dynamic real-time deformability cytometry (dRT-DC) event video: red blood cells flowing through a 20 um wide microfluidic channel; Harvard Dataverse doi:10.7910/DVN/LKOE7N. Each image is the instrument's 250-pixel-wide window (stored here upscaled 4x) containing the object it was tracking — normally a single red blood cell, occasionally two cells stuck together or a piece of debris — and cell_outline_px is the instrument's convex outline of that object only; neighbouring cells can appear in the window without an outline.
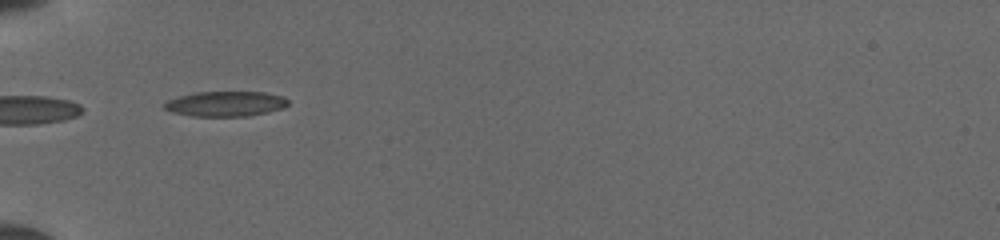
{"species": "common noctule bat (a hibernating species)", "species_latin": "Nyctalus noctula", "temperature_condition": "cold", "stored_images_in_passage": 33, "camera_frame_rate_fps": 3000, "um_per_image_px": 0.085, "animal": {"sex": "female", "body_mass_g": 19.5, "forearm_length_mm": 54.1}, "frame": {"image": 1, "passage_image": 1, "time_ms": 0.0, "image_size_px": [1000, 240], "cell_outline_px": [[288, 104], [284, 108], [268, 112], [248, 116], [192, 116], [172, 112], [164, 108], [164, 104], [168, 100], [180, 96], [196, 92], [264, 92], [284, 96], [288, 100]], "centroid_in_image_um": [19.21, 8.82], "position_along_channel_um": 65.8, "area_um2": 18.09}}
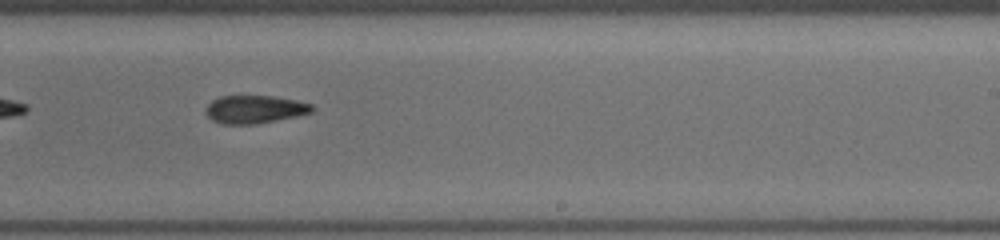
{"frame": {"image": 2, "passage_image": 16, "time_ms": 5.0, "image_size_px": [1000, 240], "cell_outline_px": [[316, 108], [312, 112], [296, 116], [256, 124], [220, 124], [212, 120], [204, 112], [204, 108], [212, 100], [220, 96], [272, 96], [296, 100], [312, 104]], "centroid_in_image_um": [21.63, 9.29], "position_along_channel_um": 267.4, "area_um2": 17.46}}
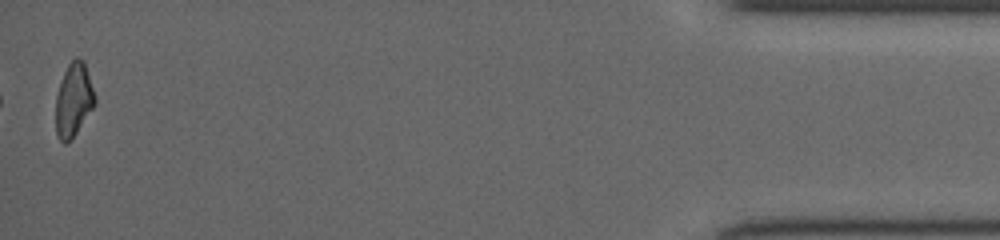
{"frame": {"image": 3, "passage_image": 33, "time_ms": 10.667, "image_size_px": [1000, 240], "cell_outline_px": [[96, 104], [68, 144], [64, 144], [56, 136], [56, 96], [64, 72], [68, 64], [76, 56], [84, 60], [96, 96]], "centroid_in_image_um": [6.27, 8.5], "position_along_channel_um": 428.9, "area_um2": 16.94}}